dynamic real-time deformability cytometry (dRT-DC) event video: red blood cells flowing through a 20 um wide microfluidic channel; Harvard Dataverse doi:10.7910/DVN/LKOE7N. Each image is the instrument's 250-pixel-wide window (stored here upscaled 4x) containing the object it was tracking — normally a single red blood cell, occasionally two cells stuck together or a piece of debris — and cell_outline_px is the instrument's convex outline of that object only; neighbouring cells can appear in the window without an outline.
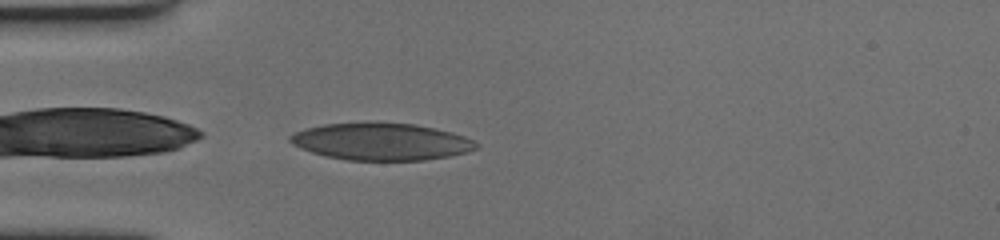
{"species": "human", "species_latin": "Homo sapiens", "temperature_condition": "cold", "stored_images_in_passage": 35, "camera_frame_rate_fps": 3000, "um_per_image_px": 0.085, "donor": {"sex": "female"}, "frame": {"image": 1, "passage_image": 1, "time_ms": 0.0, "image_size_px": [1000, 240], "cell_outline_px": [[480, 148], [468, 152], [448, 156], [424, 160], [348, 160], [324, 156], [300, 148], [292, 144], [288, 140], [288, 136], [296, 132], [308, 128], [324, 124], [416, 124], [452, 132], [464, 136], [480, 144]], "centroid_in_image_um": [32.43, 12.06], "position_along_channel_um": 52.6, "area_um2": 39.71}}
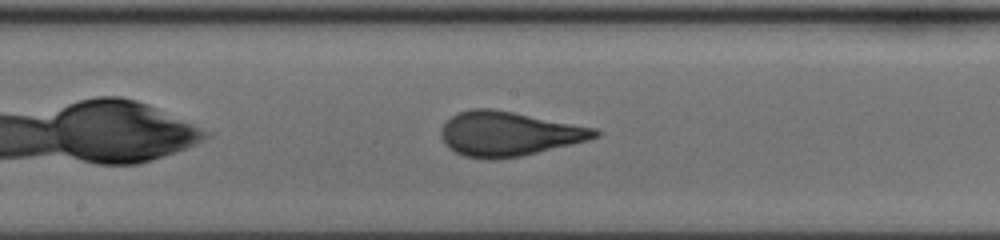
{"frame": {"image": 2, "passage_image": 15, "time_ms": 4.667, "image_size_px": [1000, 240], "cell_outline_px": [[600, 136], [588, 140], [520, 156], [488, 160], [464, 156], [448, 148], [444, 144], [440, 136], [440, 128], [456, 112], [472, 108], [492, 108], [596, 128], [600, 132]], "centroid_in_image_um": [43.19, 11.37], "position_along_channel_um": 205.0, "area_um2": 39.82}}
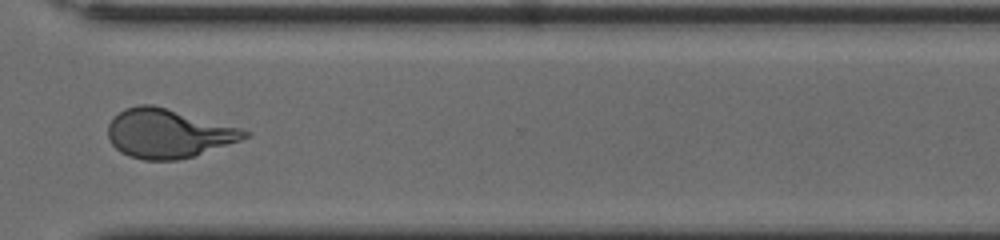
{"frame": {"image": 3, "passage_image": 28, "time_ms": 9.0, "image_size_px": [1000, 240], "cell_outline_px": [[248, 136], [240, 140], [180, 160], [144, 160], [128, 156], [120, 152], [112, 144], [108, 136], [108, 124], [124, 108], [140, 104], [152, 104], [240, 128], [248, 132]], "centroid_in_image_um": [14.24, 11.34], "position_along_channel_um": 356.4, "area_um2": 38.44}, "authors_computed_cell_mechanics": {"area_um2": 39.1884, "velocity_mm_per_s": 3.4883, "shape_relaxation_time_tau1_ms": 5.0139, "shape_relaxation_time_tau2_ms": 0.7429, "deformation_change_tau1": 0.1959, "deformation_change_tau2": 0.0735}}